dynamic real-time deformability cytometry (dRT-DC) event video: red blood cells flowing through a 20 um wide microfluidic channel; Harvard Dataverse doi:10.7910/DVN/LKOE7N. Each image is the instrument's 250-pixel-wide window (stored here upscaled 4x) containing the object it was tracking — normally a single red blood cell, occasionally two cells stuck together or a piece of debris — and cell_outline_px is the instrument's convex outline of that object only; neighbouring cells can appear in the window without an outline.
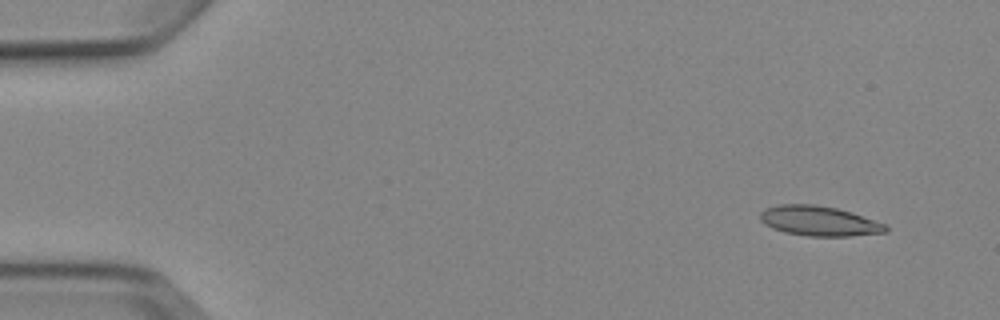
{"species": "Egyptian fruit bat (a non-hibernating species)", "species_latin": "Rousettus aegyptiacus", "temperature_condition": "cold", "stored_images_in_passage": 4, "camera_frame_rate_fps": 3000, "um_per_image_px": 0.085, "animal": {"sex": "female"}, "frame": {"image": 1, "passage_image": 1, "time_ms": 0.0, "image_size_px": [1000, 320], "cell_outline_px": [[888, 232], [852, 236], [808, 236], [784, 232], [772, 228], [764, 224], [760, 220], [760, 212], [764, 208], [776, 204], [816, 204], [836, 208], [852, 212], [888, 224]], "centroid_in_image_um": [69.63, 18.78], "position_along_channel_um": 15.4, "area_um2": 22.25}}
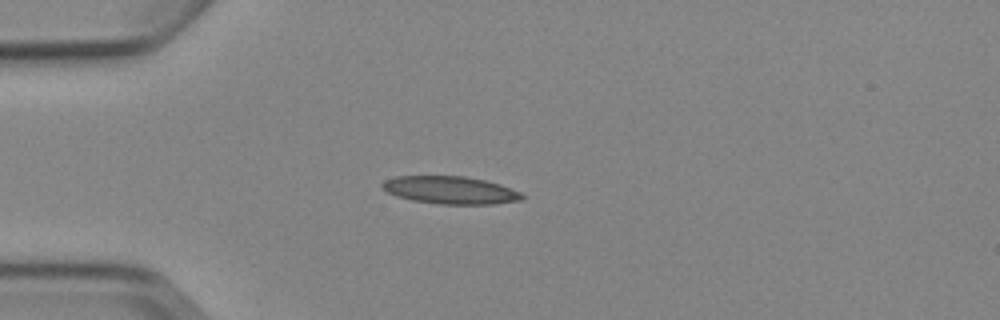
{"frame": {"image": 2, "passage_image": 4, "time_ms": 3.333, "image_size_px": [1000, 320], "cell_outline_px": [[524, 200], [496, 204], [440, 204], [412, 200], [396, 196], [380, 188], [380, 184], [384, 180], [396, 176], [464, 176], [484, 180], [500, 184], [520, 192], [524, 196]], "centroid_in_image_um": [38.27, 16.16], "position_along_channel_um": 46.7, "area_um2": 22.66}}